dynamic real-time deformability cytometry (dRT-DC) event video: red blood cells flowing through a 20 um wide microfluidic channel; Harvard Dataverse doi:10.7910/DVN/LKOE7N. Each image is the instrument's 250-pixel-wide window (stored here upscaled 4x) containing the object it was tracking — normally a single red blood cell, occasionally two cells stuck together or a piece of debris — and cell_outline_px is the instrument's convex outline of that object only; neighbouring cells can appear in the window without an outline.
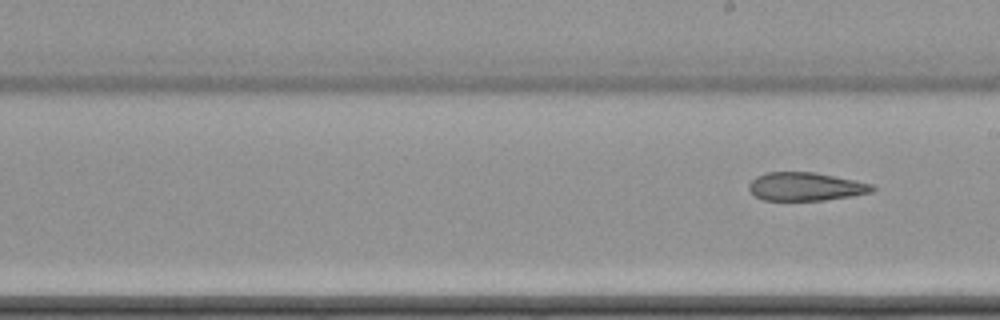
{"species": "common noctule bat (a hibernating species)", "species_latin": "Nyctalus noctula", "temperature_condition": "cold", "stored_images_in_passage": 11, "segment_of_instrument_passage": [2, 2], "camera_frame_rate_fps": 3000, "um_per_image_px": 0.085, "animal": {"sex": "female", "body_mass_g": 22.7, "forearm_length_mm": 54.2}, "frame": {"image": 1, "passage_image": 11, "time_ms": 13.0, "image_size_px": [1000, 320], "cell_outline_px": [[876, 188], [872, 192], [852, 196], [824, 200], [764, 200], [756, 196], [748, 188], [748, 184], [756, 176], [764, 172], [816, 172], [872, 184]], "centroid_in_image_um": [68.47, 15.85], "position_along_channel_um": 220.5, "area_um2": 20.35}}